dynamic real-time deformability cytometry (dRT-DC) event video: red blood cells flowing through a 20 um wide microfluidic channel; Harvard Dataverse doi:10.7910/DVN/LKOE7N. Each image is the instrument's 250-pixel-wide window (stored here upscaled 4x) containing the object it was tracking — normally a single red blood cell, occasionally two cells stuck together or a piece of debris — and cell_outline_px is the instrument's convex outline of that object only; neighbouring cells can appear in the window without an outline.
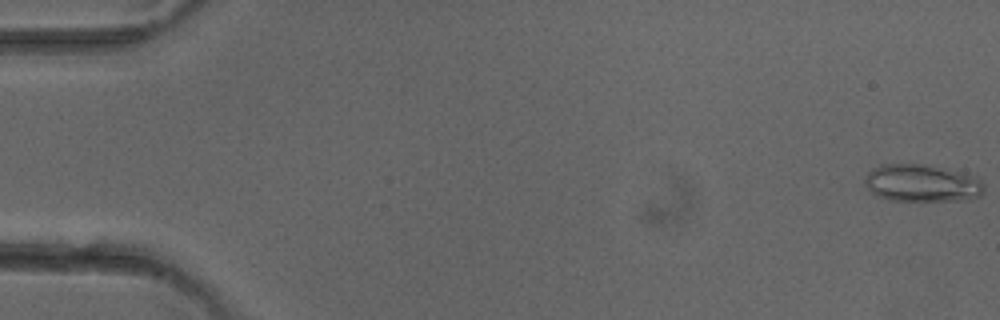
{"species": "common noctule bat (a hibernating species)", "species_latin": "Nyctalus noctula", "temperature_condition": "cold", "stored_images_in_passage": 51, "camera_frame_rate_fps": 3000, "um_per_image_px": 0.085, "animal": {"sex": "female"}, "frame": {"image": 1, "passage_image": 1, "time_ms": 0.0, "image_size_px": [1000, 320], "cell_outline_px": [[984, 192], [980, 196], [964, 200], [892, 200], [880, 196], [872, 192], [864, 184], [864, 180], [868, 172], [872, 168], [880, 164], [924, 164], [960, 172], [976, 176], [984, 184]], "centroid_in_image_um": [78.37, 15.56], "position_along_channel_um": 6.6, "area_um2": 25.84}}
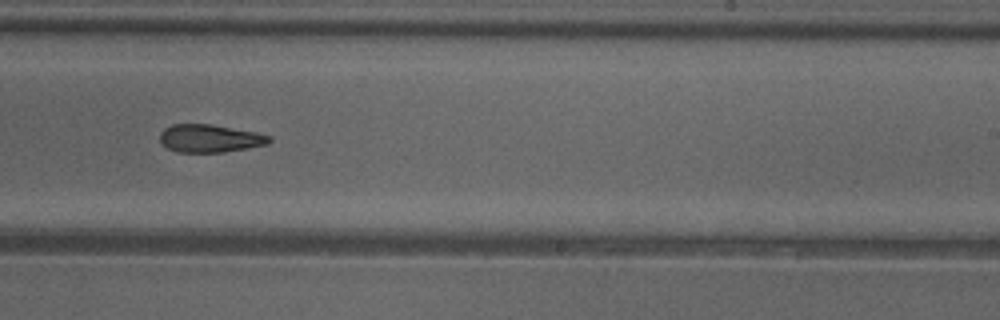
{"frame": {"image": 2, "passage_image": 32, "time_ms": 10.333, "image_size_px": [1000, 320], "cell_outline_px": [[272, 140], [268, 144], [248, 148], [224, 152], [176, 152], [160, 144], [160, 132], [164, 128], [172, 124], [212, 124], [256, 132], [272, 136]], "centroid_in_image_um": [17.83, 11.76], "position_along_channel_um": 271.2, "area_um2": 17.98}}
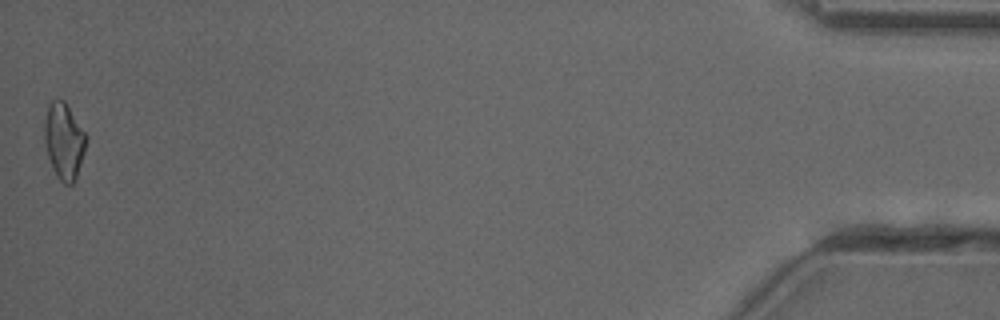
{"frame": {"image": 3, "passage_image": 51, "time_ms": 16.667, "image_size_px": [1000, 320], "cell_outline_px": [[88, 136], [84, 152], [76, 180], [72, 184], [64, 184], [56, 176], [52, 168], [44, 144], [44, 124], [48, 104], [52, 100], [64, 100]], "centroid_in_image_um": [5.44, 12.0], "position_along_channel_um": 429.8, "area_um2": 18.67}, "authors_computed_cell_mechanics": {"area_um2": 18.9006, "velocity_mm_per_s": 4.0609, "shape_relaxation_time_tau1_ms": 6.9812, "shape_relaxation_time_tau2_ms": 6.5495, "deformation_change_tau1": 0.168, "deformation_change_tau2": 0.1733}}